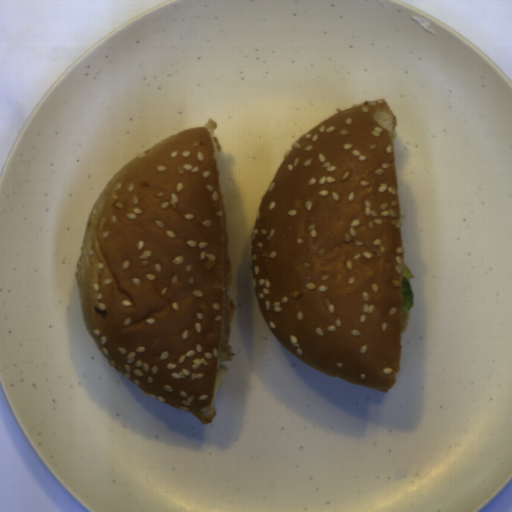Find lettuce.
Segmentation results:
<instances>
[{
    "instance_id": "obj_1",
    "label": "lettuce",
    "mask_w": 512,
    "mask_h": 512,
    "mask_svg": "<svg viewBox=\"0 0 512 512\" xmlns=\"http://www.w3.org/2000/svg\"><path fill=\"white\" fill-rule=\"evenodd\" d=\"M400 270H402L403 277L401 279V309L400 314H405L409 312L414 305V295L413 290L410 285V280L414 278L415 274L412 273L405 264H401L398 266Z\"/></svg>"
}]
</instances>
